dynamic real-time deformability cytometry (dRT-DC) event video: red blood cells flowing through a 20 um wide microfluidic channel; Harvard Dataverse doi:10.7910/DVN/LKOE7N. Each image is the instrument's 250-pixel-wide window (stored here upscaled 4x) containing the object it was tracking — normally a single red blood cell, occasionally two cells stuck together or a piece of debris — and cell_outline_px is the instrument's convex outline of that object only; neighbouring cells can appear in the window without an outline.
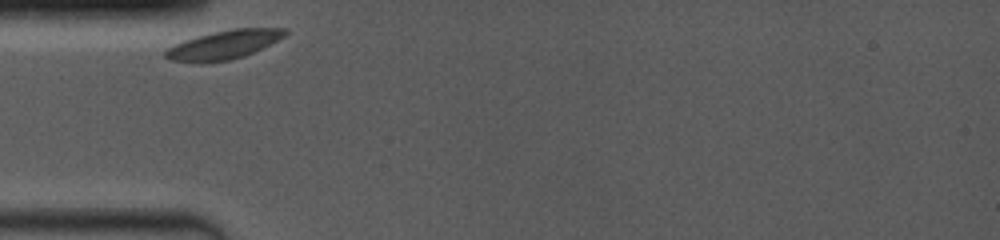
{"species": "common noctule bat (a hibernating species)", "species_latin": "Nyctalus noctula", "temperature_condition": "room temperature", "stored_images_in_passage": 15, "camera_frame_rate_fps": 4000, "um_per_image_px": 0.085, "animal": {"sex": "female", "body_mass_g": 19.0, "forearm_length_mm": 53.3}, "frame": {"image": 1, "passage_image": 1, "time_ms": 0.0, "image_size_px": [1000, 240], "cell_outline_px": [[288, 32], [284, 36], [244, 56], [232, 60], [172, 60], [164, 56], [164, 52], [168, 48], [184, 40], [216, 32], [236, 28], [288, 28]], "centroid_in_image_um": [19.09, 3.76], "position_along_channel_um": 65.9, "area_um2": 18.96}}
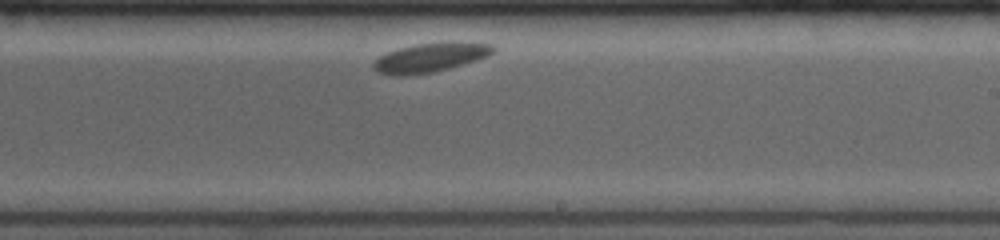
{"frame": {"image": 2, "passage_image": 9, "time_ms": 5.5, "image_size_px": [1000, 240], "cell_outline_px": [[496, 48], [488, 56], [476, 60], [448, 68], [432, 72], [404, 76], [396, 76], [376, 72], [372, 68], [372, 64], [380, 56], [388, 52], [400, 48], [416, 44], [444, 40], [460, 40], [492, 44]], "centroid_in_image_um": [36.6, 4.85], "position_along_channel_um": 252.4, "area_um2": 20.75}}
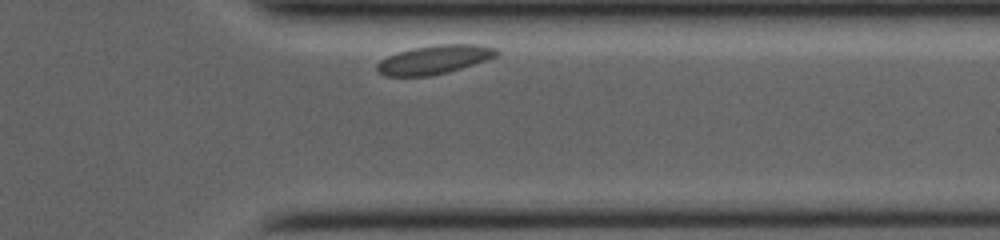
{"frame": {"image": 3, "passage_image": 15, "time_ms": 9.0, "image_size_px": [1000, 240], "cell_outline_px": [[500, 52], [496, 56], [488, 60], [448, 72], [428, 76], [384, 76], [376, 68], [376, 64], [380, 60], [388, 56], [400, 52], [416, 48], [436, 44], [480, 44], [496, 48]], "centroid_in_image_um": [36.96, 5.06], "position_along_channel_um": 374.4, "area_um2": 20.0}}